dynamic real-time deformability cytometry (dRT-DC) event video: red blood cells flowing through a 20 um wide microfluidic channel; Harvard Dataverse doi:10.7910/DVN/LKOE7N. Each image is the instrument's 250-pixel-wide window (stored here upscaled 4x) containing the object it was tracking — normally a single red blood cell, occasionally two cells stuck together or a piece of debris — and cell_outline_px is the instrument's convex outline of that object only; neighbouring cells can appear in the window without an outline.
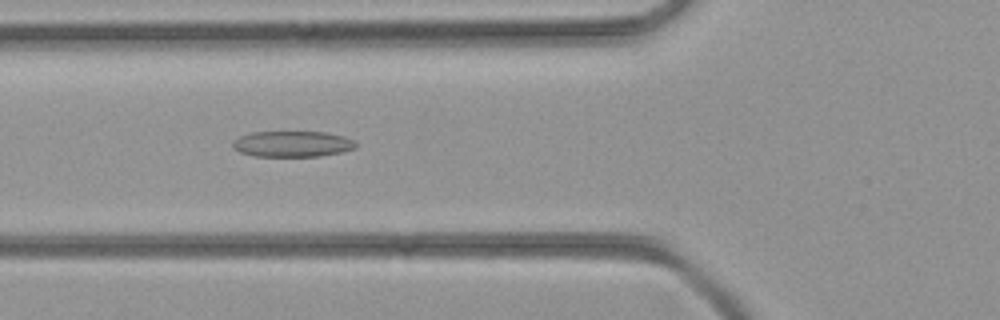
{"species": "common noctule bat (a hibernating species)", "species_latin": "Nyctalus noctula", "temperature_condition": "room temperature", "stored_images_in_passage": 23, "camera_frame_rate_fps": 3000, "um_per_image_px": 0.085, "animal": {"sex": "female", "body_mass_g": 21.9}, "frame": {"image": 1, "passage_image": 4, "time_ms": 1.0, "image_size_px": [1000, 320], "cell_outline_px": [[356, 148], [340, 152], [320, 156], [256, 156], [240, 152], [232, 148], [232, 140], [240, 136], [252, 132], [324, 132], [344, 136], [356, 140]], "centroid_in_image_um": [24.85, 12.23], "position_along_channel_um": 101.0, "area_um2": 18.61}}
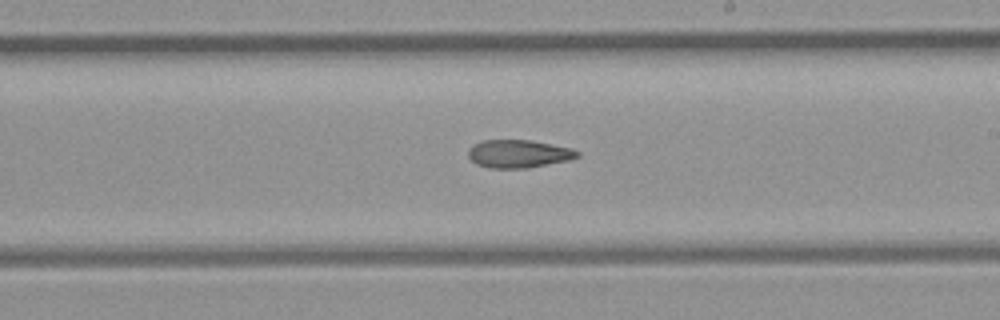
{"frame": {"image": 2, "passage_image": 13, "time_ms": 4.0, "image_size_px": [1000, 320], "cell_outline_px": [[580, 156], [568, 160], [528, 168], [488, 168], [476, 164], [468, 156], [468, 148], [472, 144], [480, 140], [532, 140], [572, 148], [580, 152]], "centroid_in_image_um": [44.06, 13.06], "position_along_channel_um": 244.9, "area_um2": 17.98}}
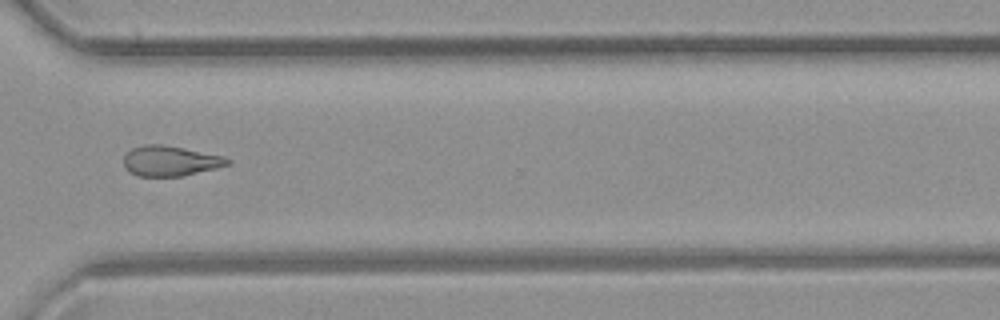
{"frame": {"image": 3, "passage_image": 20, "time_ms": 6.333, "image_size_px": [1000, 320], "cell_outline_px": [[232, 164], [184, 176], [136, 176], [128, 172], [124, 168], [124, 156], [132, 148], [144, 144], [160, 144], [184, 148], [224, 156], [232, 160]], "centroid_in_image_um": [14.48, 13.68], "position_along_channel_um": 356.1, "area_um2": 18.5}}